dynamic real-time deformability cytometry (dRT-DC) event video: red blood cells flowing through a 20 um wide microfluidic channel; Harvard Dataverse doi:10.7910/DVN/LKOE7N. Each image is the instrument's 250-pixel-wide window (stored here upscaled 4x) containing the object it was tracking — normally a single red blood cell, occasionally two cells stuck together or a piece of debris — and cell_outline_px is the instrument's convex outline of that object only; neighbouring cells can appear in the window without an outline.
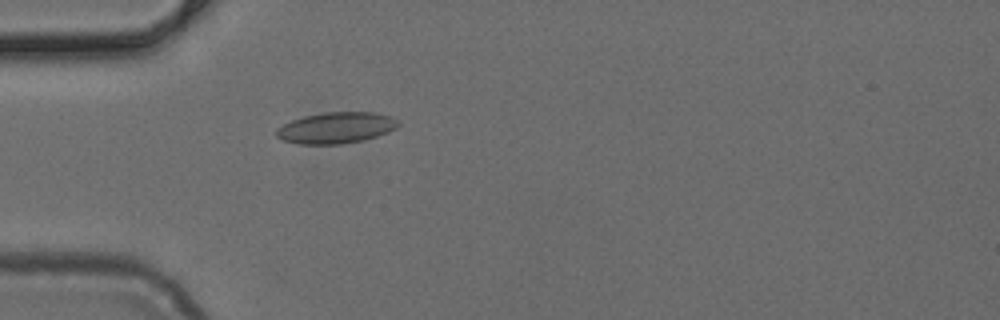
{"species": "common noctule bat (a hibernating species)", "species_latin": "Nyctalus noctula", "temperature_condition": "cold", "stored_images_in_passage": 37, "camera_frame_rate_fps": 3000, "um_per_image_px": 0.085, "animal": {"sex": "female", "body_mass_g": 24.6, "forearm_length_mm": 56.2}, "frame": {"image": 1, "passage_image": 2, "time_ms": 0.333, "image_size_px": [1000, 320], "cell_outline_px": [[400, 124], [396, 128], [388, 132], [364, 140], [340, 144], [300, 144], [284, 140], [276, 136], [276, 128], [292, 120], [304, 116], [324, 112], [372, 112], [392, 116], [400, 120]], "centroid_in_image_um": [28.6, 10.85], "position_along_channel_um": 56.4, "area_um2": 22.2}}
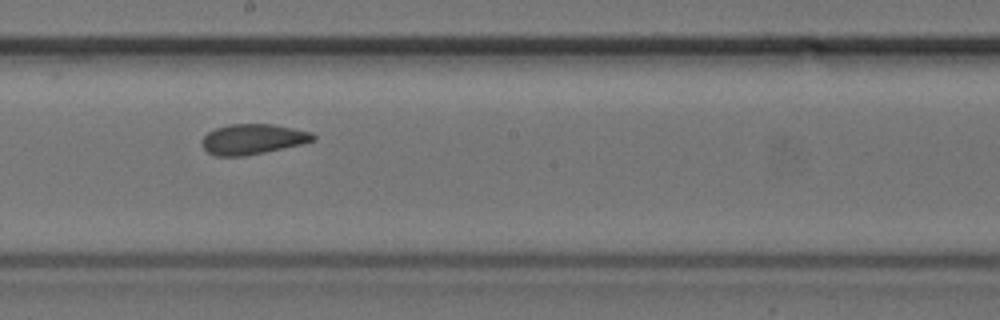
{"frame": {"image": 2, "passage_image": 15, "time_ms": 4.667, "image_size_px": [1000, 320], "cell_outline_px": [[316, 140], [304, 144], [244, 156], [216, 156], [208, 152], [204, 148], [204, 136], [208, 132], [216, 128], [228, 124], [272, 124], [312, 132], [316, 136]], "centroid_in_image_um": [21.54, 11.82], "position_along_channel_um": 226.7, "area_um2": 19.54}}
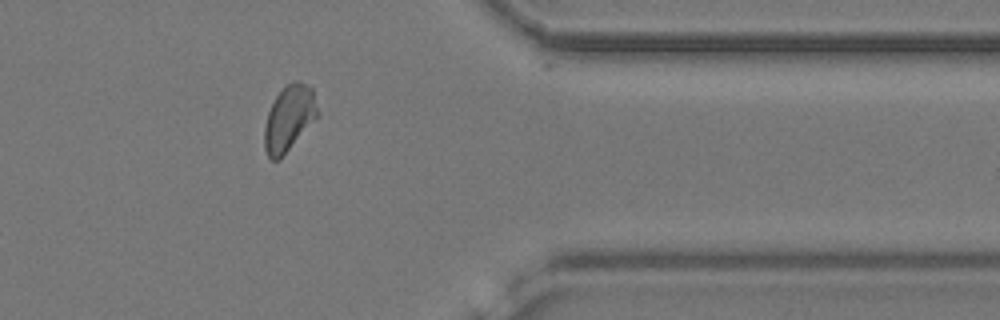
{"frame": {"image": 3, "passage_image": 28, "time_ms": 9.0, "image_size_px": [1000, 320], "cell_outline_px": [[320, 116], [280, 160], [272, 160], [268, 156], [264, 148], [264, 128], [268, 112], [276, 96], [288, 84], [296, 80], [300, 80], [308, 84], [312, 88], [320, 112]], "centroid_in_image_um": [24.61, 10.07], "position_along_channel_um": 386.8, "area_um2": 20.75}}